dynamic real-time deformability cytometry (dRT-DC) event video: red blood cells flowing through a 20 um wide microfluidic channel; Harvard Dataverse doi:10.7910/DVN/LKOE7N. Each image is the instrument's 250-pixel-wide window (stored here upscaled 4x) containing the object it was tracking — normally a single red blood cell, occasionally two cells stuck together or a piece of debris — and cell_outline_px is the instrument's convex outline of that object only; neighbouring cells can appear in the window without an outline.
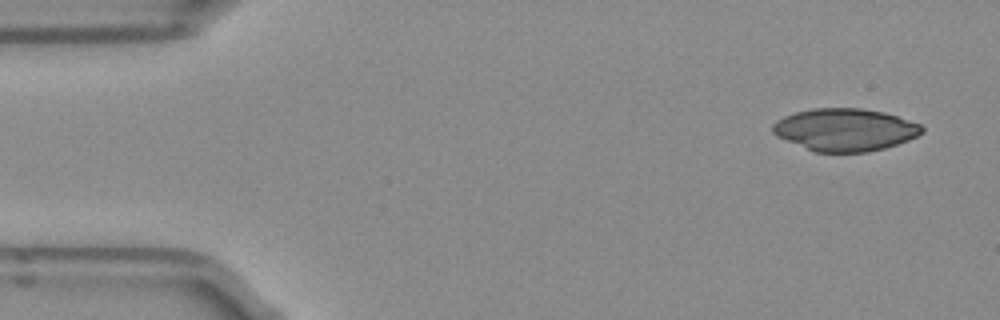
{"species": "Egyptian fruit bat (a non-hibernating species)", "species_latin": "Rousettus aegyptiacus", "temperature_condition": "room temperature", "stored_images_in_passage": 48, "camera_frame_rate_fps": 3000, "um_per_image_px": 0.085, "frame": {"image": 1, "passage_image": 1, "time_ms": 0.0, "image_size_px": [1000, 320], "cell_outline_px": [[924, 132], [908, 140], [884, 148], [868, 152], [812, 152], [776, 136], [772, 132], [772, 124], [776, 120], [784, 116], [796, 112], [812, 108], [860, 108], [884, 112], [920, 124], [924, 128]], "centroid_in_image_um": [71.79, 11.03], "position_along_channel_um": 13.2, "area_um2": 37.05}}